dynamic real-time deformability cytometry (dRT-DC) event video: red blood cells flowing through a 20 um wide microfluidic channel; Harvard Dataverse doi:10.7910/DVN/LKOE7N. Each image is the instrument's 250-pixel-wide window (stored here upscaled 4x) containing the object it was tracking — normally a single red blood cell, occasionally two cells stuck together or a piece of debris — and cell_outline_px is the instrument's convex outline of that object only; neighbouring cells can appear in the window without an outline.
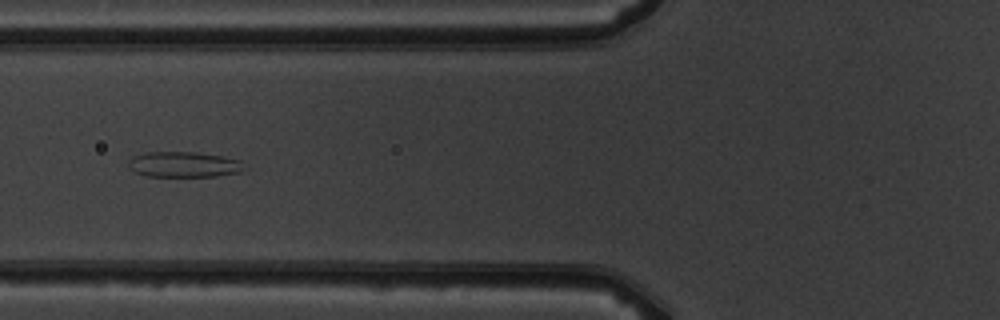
{"species": "common noctule bat (a hibernating species)", "species_latin": "Nyctalus noctula", "temperature_condition": "warm", "stored_images_in_passage": 9, "camera_frame_rate_fps": 3000, "um_per_image_px": 0.085, "animal": {"sex": "male", "body_mass_g": 19.5, "forearm_length_mm": 54.6}, "frame": {"image": 1, "passage_image": 6, "time_ms": 5.667, "image_size_px": [1000, 320], "cell_outline_px": [[248, 168], [240, 172], [216, 176], [144, 176], [132, 172], [128, 168], [128, 160], [132, 156], [144, 152], [196, 152], [224, 156], [240, 160]], "centroid_in_image_um": [15.61, 13.98], "position_along_channel_um": 110.2, "area_um2": 17.63}}
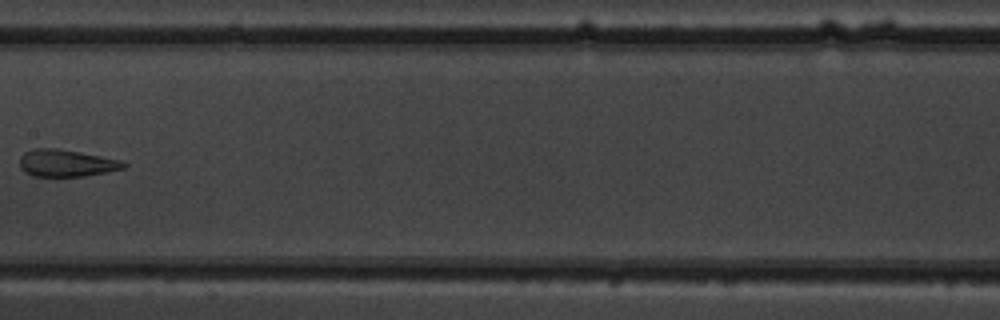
{"frame": {"image": 2, "passage_image": 8, "time_ms": 8.0, "image_size_px": [1000, 320], "cell_outline_px": [[128, 168], [84, 176], [32, 176], [24, 172], [20, 168], [20, 156], [24, 152], [36, 148], [56, 148], [80, 152], [120, 160], [128, 164]], "centroid_in_image_um": [5.64, 13.87], "position_along_channel_um": 201.8, "area_um2": 16.47}}
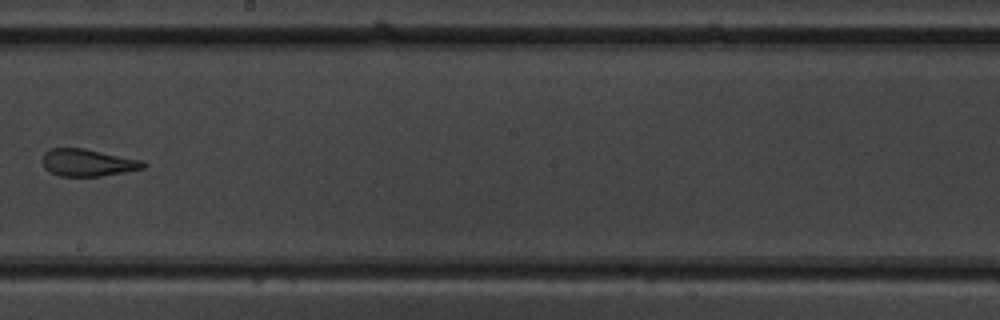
{"frame": {"image": 3, "passage_image": 9, "time_ms": 9.0, "image_size_px": [1000, 320], "cell_outline_px": [[148, 164], [144, 168], [124, 172], [100, 176], [60, 176], [44, 168], [40, 160], [44, 152], [48, 148], [84, 148], [144, 160]], "centroid_in_image_um": [7.45, 13.81], "position_along_channel_um": 240.8, "area_um2": 16.24}}